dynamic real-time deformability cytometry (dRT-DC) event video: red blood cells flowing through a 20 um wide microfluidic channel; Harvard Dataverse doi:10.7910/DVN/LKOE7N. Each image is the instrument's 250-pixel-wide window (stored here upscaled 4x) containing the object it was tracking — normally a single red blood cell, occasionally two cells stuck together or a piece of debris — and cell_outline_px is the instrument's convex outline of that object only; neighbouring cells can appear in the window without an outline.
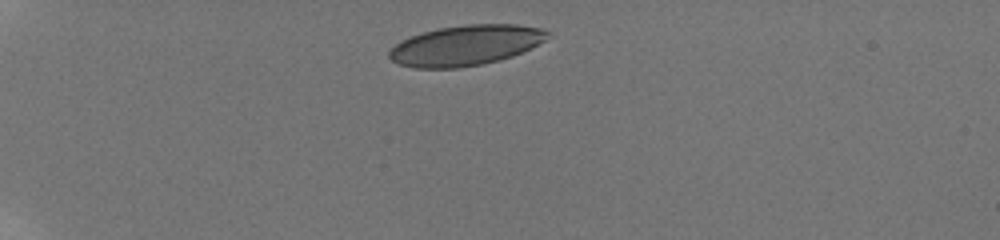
{"species": "human", "species_latin": "Homo sapiens", "temperature_condition": "room temperature", "stored_images_in_passage": 7, "camera_frame_rate_fps": 3000, "um_per_image_px": 0.085, "donor": {"sex": "male"}, "frame": {"image": 1, "passage_image": 1, "time_ms": 0.0, "image_size_px": [1000, 240], "cell_outline_px": [[552, 32], [544, 40], [512, 56], [500, 60], [484, 64], [456, 68], [416, 68], [400, 64], [392, 60], [388, 56], [388, 52], [396, 44], [412, 36], [424, 32], [440, 28], [468, 24], [516, 24], [540, 28]], "centroid_in_image_um": [39.59, 3.85], "position_along_channel_um": 45.4, "area_um2": 36.76}}
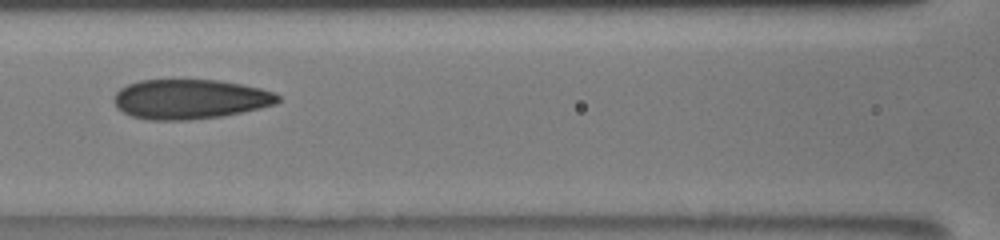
{"frame": {"image": 2, "passage_image": 6, "time_ms": 4.333, "image_size_px": [1000, 240], "cell_outline_px": [[280, 100], [276, 104], [260, 108], [220, 116], [188, 120], [152, 120], [132, 116], [124, 112], [116, 104], [116, 92], [120, 88], [128, 84], [140, 80], [216, 80], [240, 84], [260, 88], [276, 92], [280, 96]], "centroid_in_image_um": [16.19, 8.42], "position_along_channel_um": 150.4, "area_um2": 37.57}}